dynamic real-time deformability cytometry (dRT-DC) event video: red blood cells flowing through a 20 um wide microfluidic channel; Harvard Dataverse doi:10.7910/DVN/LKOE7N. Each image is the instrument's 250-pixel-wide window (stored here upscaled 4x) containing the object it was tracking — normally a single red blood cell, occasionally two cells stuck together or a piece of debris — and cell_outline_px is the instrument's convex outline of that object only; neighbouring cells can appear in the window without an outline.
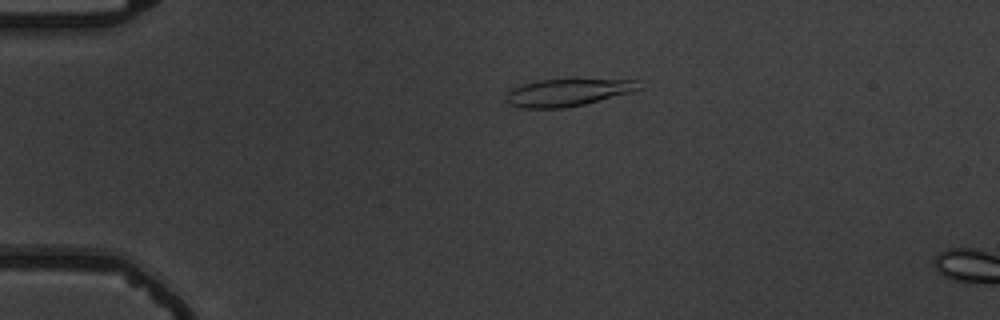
{"species": "common noctule bat (a hibernating species)", "species_latin": "Nyctalus noctula", "temperature_condition": "warm", "stored_images_in_passage": 4, "camera_frame_rate_fps": 3000, "um_per_image_px": 0.085, "animal": {"sex": "male", "body_mass_g": 19.5, "forearm_length_mm": 54.6}, "frame": {"image": 1, "passage_image": 3, "time_ms": 3.0, "image_size_px": [1000, 320], "cell_outline_px": [[640, 88], [628, 92], [584, 104], [564, 108], [524, 108], [508, 104], [504, 100], [508, 92], [512, 88], [520, 84], [540, 80], [636, 80]], "centroid_in_image_um": [48.12, 7.87], "position_along_channel_um": 36.9, "area_um2": 20.58}}